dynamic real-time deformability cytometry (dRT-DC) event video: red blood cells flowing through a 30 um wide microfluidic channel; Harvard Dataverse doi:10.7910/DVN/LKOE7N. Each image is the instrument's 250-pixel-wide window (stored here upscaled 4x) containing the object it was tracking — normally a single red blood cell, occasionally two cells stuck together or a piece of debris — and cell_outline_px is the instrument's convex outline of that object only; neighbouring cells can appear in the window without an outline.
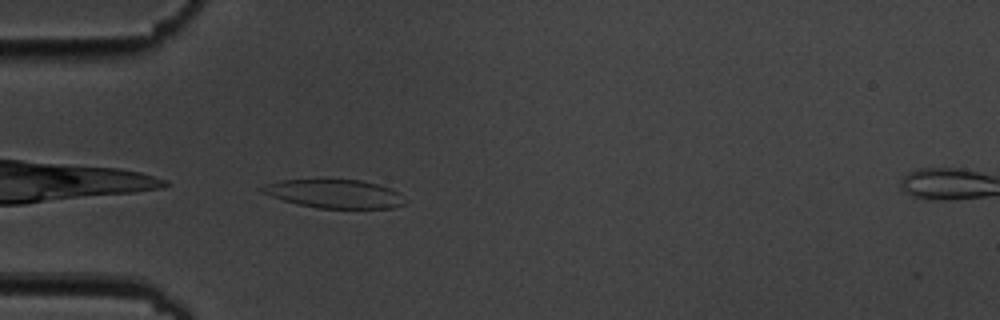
{"species": "common noctule bat (a hibernating species)", "species_latin": "Nyctalus noctula", "temperature_condition": "cold", "stored_images_in_passage": 4, "segment_of_instrument_passage": [1, 2], "camera_frame_rate_fps": 3000, "um_per_image_px": 0.085, "animal": {"sex": "male", "body_mass_g": 19.5, "forearm_length_mm": 54.6}, "frame": {"image": 1, "passage_image": 3, "time_ms": 2.333, "image_size_px": [1000, 320], "cell_outline_px": [[408, 204], [392, 208], [316, 208], [284, 200], [260, 192], [260, 188], [264, 184], [280, 180], [360, 180], [376, 184], [400, 192], [408, 200]], "centroid_in_image_um": [28.49, 16.48], "position_along_channel_um": 56.5, "area_um2": 23.76}}